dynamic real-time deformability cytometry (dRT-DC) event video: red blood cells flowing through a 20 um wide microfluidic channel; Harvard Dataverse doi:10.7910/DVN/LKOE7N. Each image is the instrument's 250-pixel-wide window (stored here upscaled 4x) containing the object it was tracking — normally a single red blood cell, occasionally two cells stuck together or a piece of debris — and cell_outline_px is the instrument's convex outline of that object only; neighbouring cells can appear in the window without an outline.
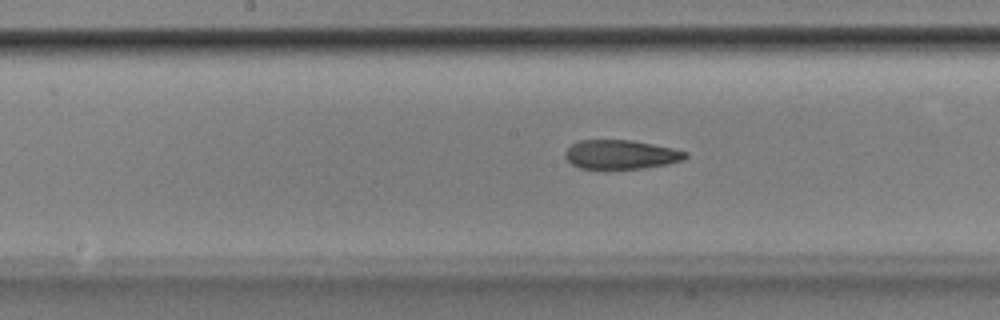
{"species": "Egyptian fruit bat (a non-hibernating species)", "species_latin": "Rousettus aegyptiacus", "temperature_condition": "room temperature", "stored_images_in_passage": 53, "camera_frame_rate_fps": 3000, "um_per_image_px": 0.085, "animal": {"sex": "male"}, "frame": {"image": 1, "passage_image": 27, "time_ms": 8.667, "image_size_px": [1000, 320], "cell_outline_px": [[688, 156], [684, 160], [668, 164], [640, 168], [580, 168], [572, 164], [564, 156], [564, 152], [572, 144], [580, 140], [632, 140], [672, 148], [688, 152]], "centroid_in_image_um": [52.79, 13.12], "position_along_channel_um": 195.4, "area_um2": 20.23}}
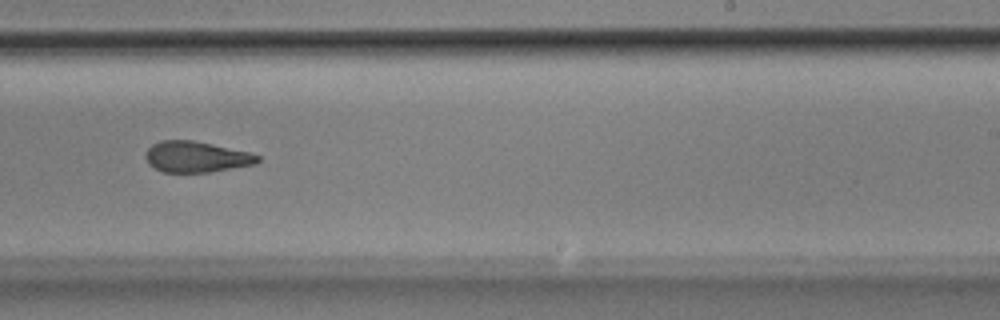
{"frame": {"image": 2, "passage_image": 33, "time_ms": 10.667, "image_size_px": [1000, 320], "cell_outline_px": [[260, 160], [256, 164], [208, 172], [164, 172], [148, 164], [144, 156], [144, 152], [152, 144], [160, 140], [192, 140], [212, 144], [248, 152], [260, 156]], "centroid_in_image_um": [16.64, 13.32], "position_along_channel_um": 272.4, "area_um2": 20.17}}
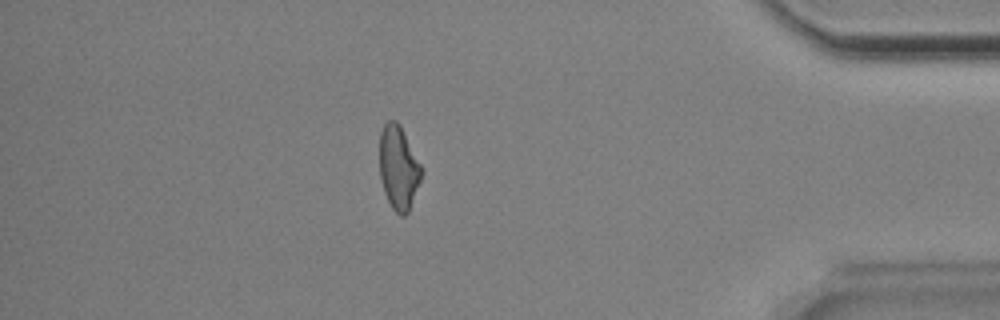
{"frame": {"image": 3, "passage_image": 46, "time_ms": 15.0, "image_size_px": [1000, 320], "cell_outline_px": [[424, 172], [408, 212], [404, 216], [400, 216], [392, 208], [384, 192], [380, 176], [380, 132], [384, 124], [388, 120], [396, 120], [400, 124]], "centroid_in_image_um": [33.88, 14.25], "position_along_channel_um": 401.3, "area_um2": 20.4}, "authors_computed_cell_mechanics": {"area_um2": 21.1548, "velocity_mm_per_s": 3.8608, "shape_relaxation_time_tau1_ms": null, "shape_relaxation_time_tau2_ms": 3.1699, "deformation_change_tau1": null, "deformation_change_tau2": 0.111}}